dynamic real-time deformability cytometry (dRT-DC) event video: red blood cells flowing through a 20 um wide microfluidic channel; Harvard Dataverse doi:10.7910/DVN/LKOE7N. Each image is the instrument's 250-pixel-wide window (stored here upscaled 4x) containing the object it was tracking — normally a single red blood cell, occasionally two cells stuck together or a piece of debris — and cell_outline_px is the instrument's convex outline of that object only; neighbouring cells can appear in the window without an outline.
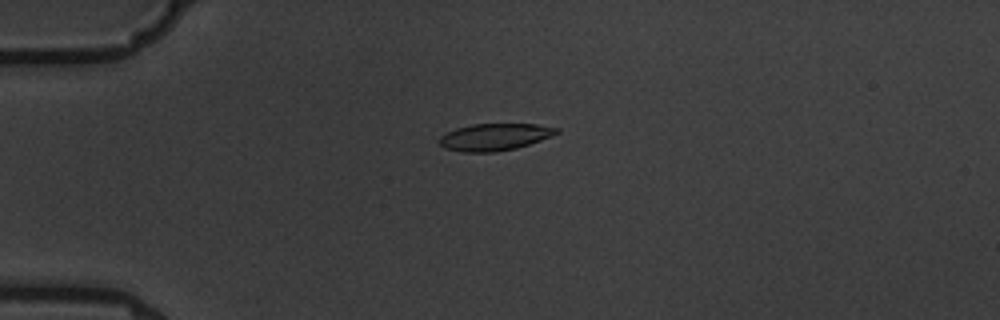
{"species": "common noctule bat (a hibernating species)", "species_latin": "Nyctalus noctula", "temperature_condition": "warm", "stored_images_in_passage": 6, "camera_frame_rate_fps": 3000, "um_per_image_px": 0.085, "animal": {"sex": "male", "body_mass_g": 19.5, "forearm_length_mm": 54.6}, "frame": {"image": 1, "passage_image": 4, "time_ms": 4.333, "image_size_px": [1000, 320], "cell_outline_px": [[560, 132], [552, 136], [516, 148], [492, 152], [464, 152], [444, 148], [436, 140], [440, 136], [456, 128], [472, 124], [536, 124], [560, 128]], "centroid_in_image_um": [42.03, 11.64], "position_along_channel_um": 43.0, "area_um2": 18.44}}
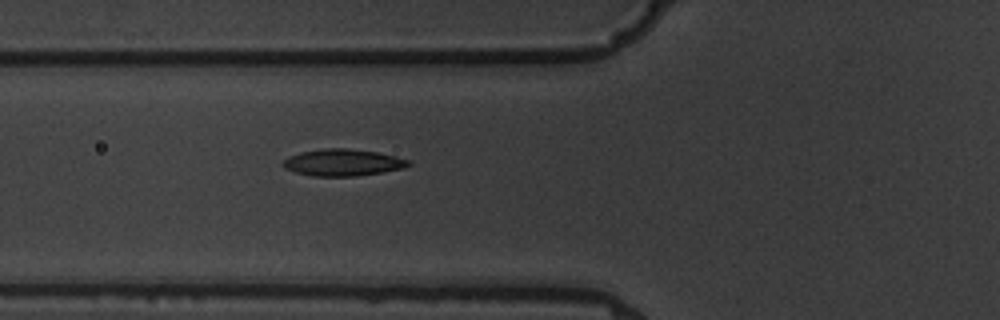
{"frame": {"image": 2, "passage_image": 6, "time_ms": 6.667, "image_size_px": [1000, 320], "cell_outline_px": [[412, 164], [404, 168], [356, 176], [312, 176], [296, 172], [284, 168], [280, 164], [288, 156], [300, 152], [324, 148], [344, 148], [376, 152], [396, 156], [412, 160]], "centroid_in_image_um": [29.13, 13.81], "position_along_channel_um": 96.7, "area_um2": 19.65}}